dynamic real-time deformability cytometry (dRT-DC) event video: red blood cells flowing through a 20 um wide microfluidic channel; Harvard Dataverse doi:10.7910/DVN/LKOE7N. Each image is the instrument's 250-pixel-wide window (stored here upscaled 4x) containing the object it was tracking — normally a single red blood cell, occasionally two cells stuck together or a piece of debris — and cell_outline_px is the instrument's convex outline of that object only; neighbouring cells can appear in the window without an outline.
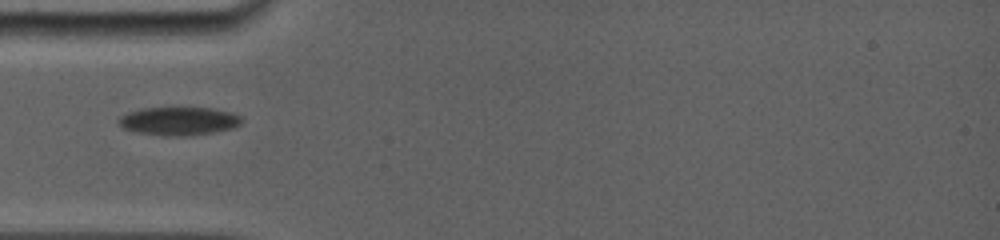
{"species": "common noctule bat (a hibernating species)", "species_latin": "Nyctalus noctula", "temperature_condition": "room temperature", "stored_images_in_passage": 4, "camera_frame_rate_fps": 5000, "um_per_image_px": 0.085, "animal": {"sex": "female", "body_mass_g": 19.0, "forearm_length_mm": 56.7}, "frame": {"image": 1, "passage_image": 1, "time_ms": 0.0, "image_size_px": [1000, 240], "cell_outline_px": [[244, 120], [240, 124], [232, 128], [212, 132], [188, 136], [164, 136], [140, 132], [124, 128], [116, 120], [120, 116], [128, 112], [140, 108], [212, 108], [232, 112], [240, 116]], "centroid_in_image_um": [15.21, 10.28], "position_along_channel_um": 69.8, "area_um2": 20.23}}